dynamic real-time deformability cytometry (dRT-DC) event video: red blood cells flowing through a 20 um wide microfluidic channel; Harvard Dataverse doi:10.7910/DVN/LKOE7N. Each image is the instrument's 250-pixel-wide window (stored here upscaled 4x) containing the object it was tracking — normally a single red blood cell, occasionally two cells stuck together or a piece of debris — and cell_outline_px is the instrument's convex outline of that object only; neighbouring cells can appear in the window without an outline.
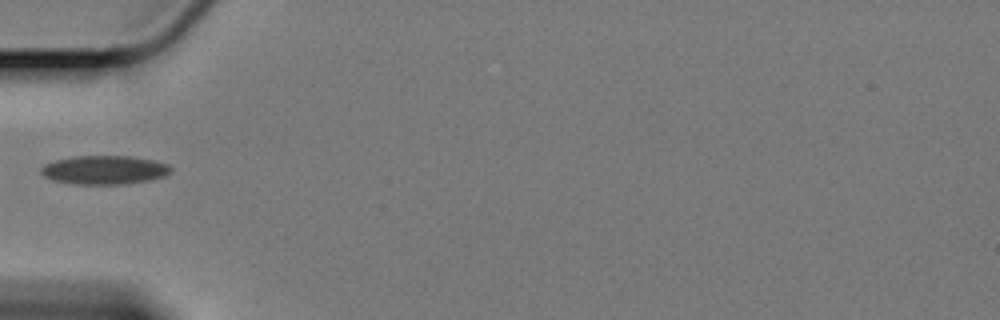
{"species": "Egyptian fruit bat (a non-hibernating species)", "species_latin": "Rousettus aegyptiacus", "temperature_condition": "cold", "stored_images_in_passage": 10, "camera_frame_rate_fps": 3000, "um_per_image_px": 0.085, "animal": {"sex": "female"}, "frame": {"image": 1, "passage_image": 1, "time_ms": 0.0, "image_size_px": [1000, 320], "cell_outline_px": [[172, 172], [164, 176], [152, 180], [128, 184], [76, 184], [52, 180], [44, 176], [40, 172], [40, 168], [44, 164], [56, 160], [72, 156], [132, 156], [152, 160], [168, 164], [172, 168]], "centroid_in_image_um": [8.89, 14.45], "position_along_channel_um": 76.1, "area_um2": 21.96}}
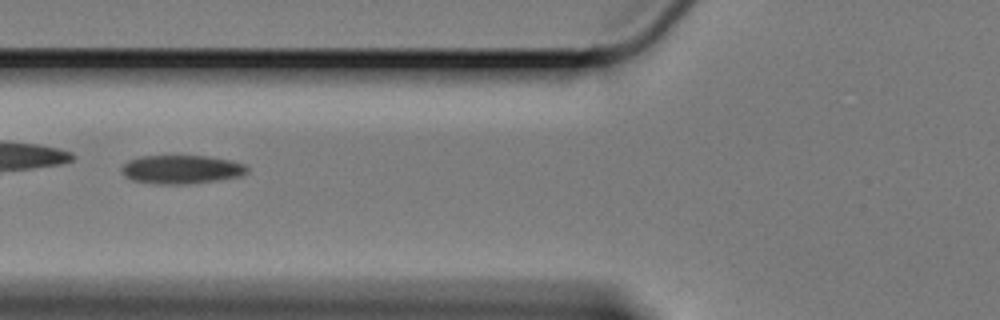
{"frame": {"image": 2, "passage_image": 4, "time_ms": 1.0, "image_size_px": [1000, 320], "cell_outline_px": [[248, 172], [244, 176], [216, 180], [184, 184], [156, 184], [132, 180], [124, 176], [120, 168], [128, 160], [140, 156], [208, 156], [228, 160], [244, 164], [248, 168]], "centroid_in_image_um": [15.41, 14.4], "position_along_channel_um": 110.4, "area_um2": 20.98}}
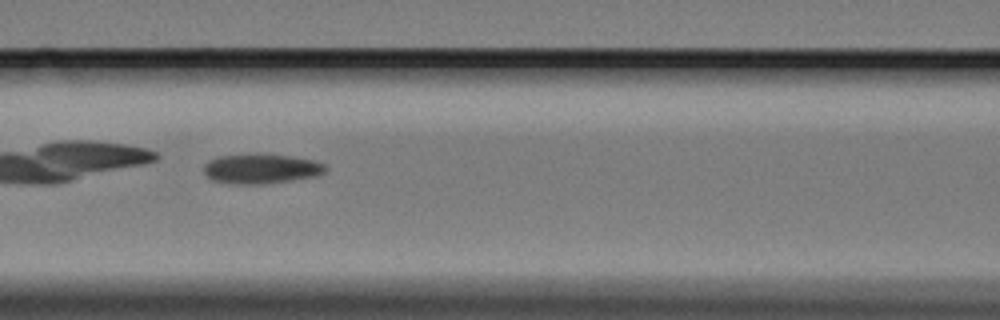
{"frame": {"image": 3, "passage_image": 7, "time_ms": 2.0, "image_size_px": [1000, 320], "cell_outline_px": [[328, 168], [324, 172], [316, 176], [260, 184], [232, 184], [212, 180], [204, 172], [204, 164], [208, 160], [220, 156], [292, 156], [316, 160], [324, 164]], "centroid_in_image_um": [22.21, 14.37], "position_along_channel_um": 144.4, "area_um2": 20.4}}